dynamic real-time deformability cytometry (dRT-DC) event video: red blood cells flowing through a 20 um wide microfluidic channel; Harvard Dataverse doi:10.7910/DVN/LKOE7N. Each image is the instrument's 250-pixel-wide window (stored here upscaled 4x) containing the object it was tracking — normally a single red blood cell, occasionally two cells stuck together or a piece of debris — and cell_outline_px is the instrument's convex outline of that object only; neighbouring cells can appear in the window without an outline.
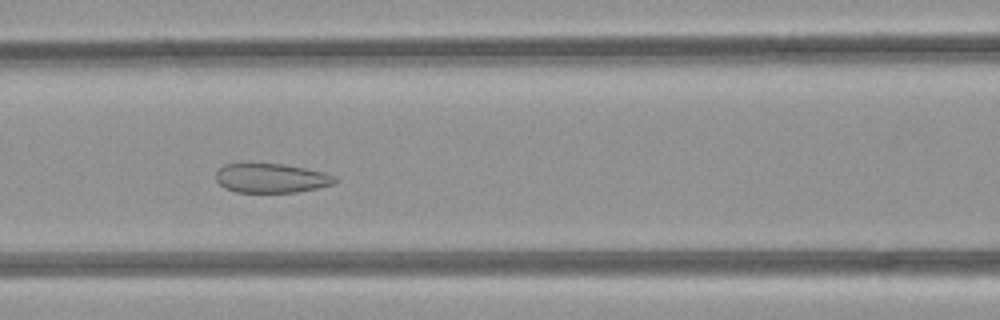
{"species": "common noctule bat (a hibernating species)", "species_latin": "Nyctalus noctula", "temperature_condition": "room temperature", "stored_images_in_passage": 51, "camera_frame_rate_fps": 3000, "um_per_image_px": 0.085, "animal": {"sex": "female", "body_mass_g": 21.9}, "frame": {"image": 1, "passage_image": 21, "time_ms": 6.667, "image_size_px": [1000, 320], "cell_outline_px": [[340, 180], [332, 184], [316, 188], [296, 192], [236, 192], [224, 188], [216, 180], [216, 168], [224, 164], [284, 164], [324, 172], [336, 176]], "centroid_in_image_um": [23.04, 15.14], "position_along_channel_um": 143.6, "area_um2": 20.35}}
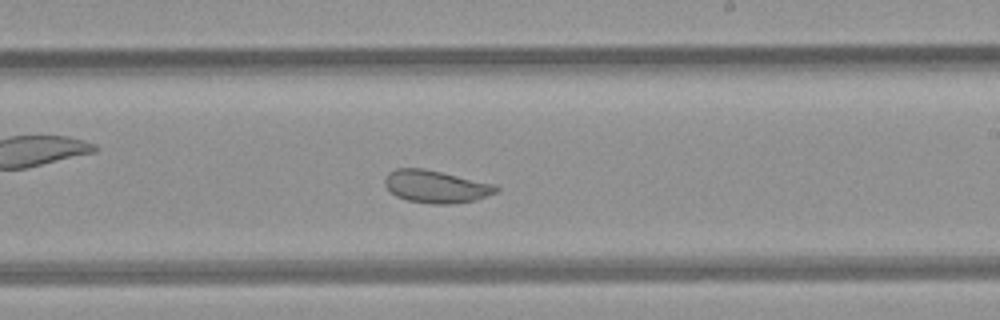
{"frame": {"image": 2, "passage_image": 29, "time_ms": 9.333, "image_size_px": [1000, 320], "cell_outline_px": [[500, 188], [496, 192], [476, 200], [452, 204], [432, 204], [408, 200], [396, 196], [384, 184], [384, 176], [388, 172], [396, 168], [424, 168], [496, 184]], "centroid_in_image_um": [37.06, 15.85], "position_along_channel_um": 251.9, "area_um2": 21.21}}
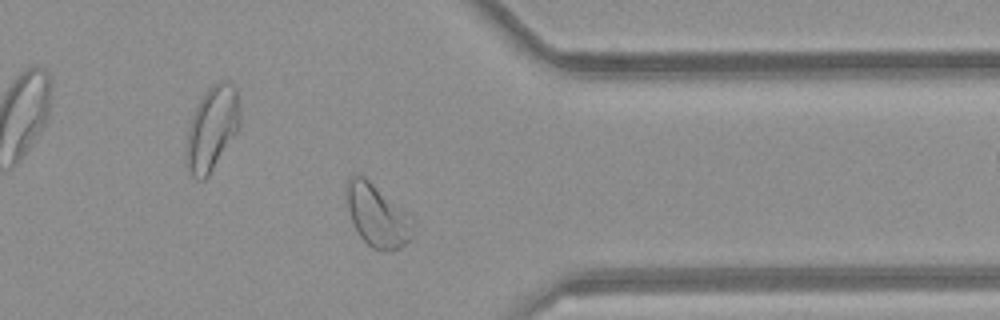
{"frame": {"image": 3, "passage_image": 39, "time_ms": 12.667, "image_size_px": [1000, 320], "cell_outline_px": [[412, 240], [400, 248], [388, 252], [372, 248], [360, 236], [352, 220], [348, 208], [344, 192], [344, 188], [348, 176], [364, 176], [412, 220]], "centroid_in_image_um": [32.01, 18.35], "position_along_channel_um": 379.4, "area_um2": 23.58}, "authors_computed_cell_mechanics": {"area_um2": 25.8366, "velocity_mm_per_s": 4.0777, "shape_relaxation_time_tau1_ms": null, "shape_relaxation_time_tau2_ms": 0.8688, "deformation_change_tau1": null, "deformation_change_tau2": 0.0631}}